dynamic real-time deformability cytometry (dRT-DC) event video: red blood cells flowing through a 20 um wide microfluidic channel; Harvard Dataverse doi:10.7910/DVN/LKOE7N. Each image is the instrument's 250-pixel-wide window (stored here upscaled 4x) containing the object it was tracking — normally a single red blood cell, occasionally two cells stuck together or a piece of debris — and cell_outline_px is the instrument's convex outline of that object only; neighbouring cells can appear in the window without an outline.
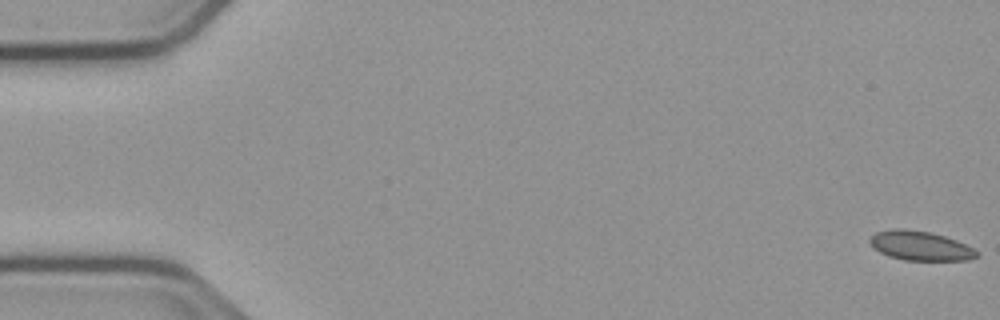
{"species": "common noctule bat (a hibernating species)", "species_latin": "Nyctalus noctula", "temperature_condition": "cold", "stored_images_in_passage": 56, "segment_of_instrument_passage": [1, 2], "camera_frame_rate_fps": 3000, "um_per_image_px": 0.085, "animal": {"sex": "male", "body_mass_g": 23.1, "forearm_length_mm": 52.7}, "frame": {"image": 1, "passage_image": 1, "time_ms": 0.0, "image_size_px": [1000, 320], "cell_outline_px": [[976, 256], [968, 260], [904, 260], [888, 256], [872, 248], [868, 240], [876, 232], [892, 228], [904, 228], [932, 232], [956, 240], [972, 248], [976, 252]], "centroid_in_image_um": [78.15, 20.88], "position_along_channel_um": 6.9, "area_um2": 18.26}}
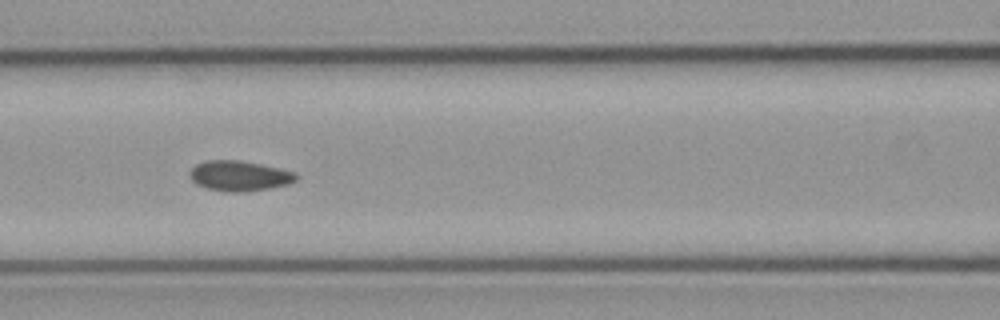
{"frame": {"image": 2, "passage_image": 24, "time_ms": 7.667, "image_size_px": [1000, 320], "cell_outline_px": [[296, 180], [288, 184], [268, 188], [244, 192], [224, 192], [204, 188], [196, 184], [192, 180], [188, 172], [196, 164], [208, 160], [236, 160], [260, 164], [296, 172]], "centroid_in_image_um": [20.3, 14.96], "position_along_channel_um": 146.3, "area_um2": 18.73}}
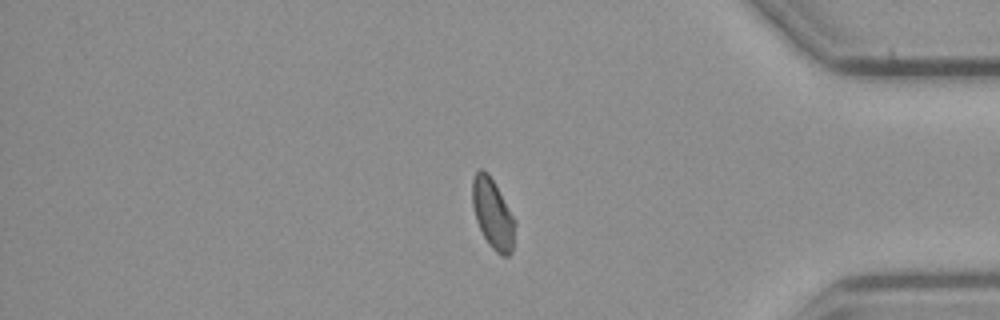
{"frame": {"image": 3, "passage_image": 46, "time_ms": 15.0, "image_size_px": [1000, 320], "cell_outline_px": [[516, 224], [512, 252], [508, 256], [500, 256], [488, 244], [476, 220], [472, 204], [472, 180], [476, 172], [480, 168], [484, 168], [488, 172], [516, 220]], "centroid_in_image_um": [41.89, 18.17], "position_along_channel_um": 393.3, "area_um2": 17.51}}